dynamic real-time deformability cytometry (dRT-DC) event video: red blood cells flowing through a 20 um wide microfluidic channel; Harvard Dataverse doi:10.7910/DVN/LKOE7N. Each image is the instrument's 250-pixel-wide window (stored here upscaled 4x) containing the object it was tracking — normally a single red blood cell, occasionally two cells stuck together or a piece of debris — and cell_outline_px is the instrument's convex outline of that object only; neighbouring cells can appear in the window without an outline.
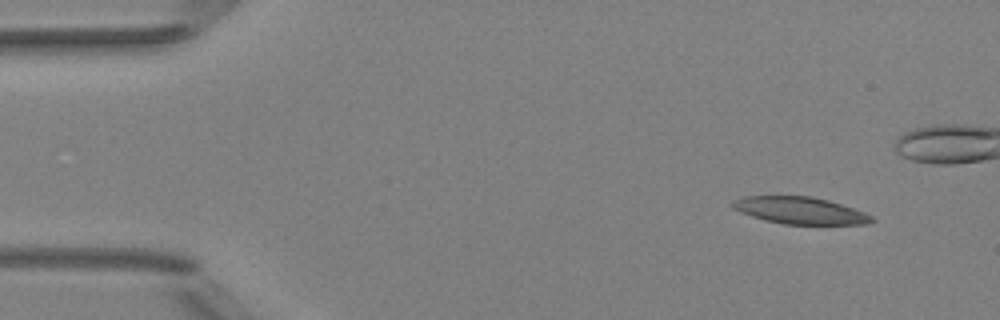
{"species": "Egyptian fruit bat (a non-hibernating species)", "species_latin": "Rousettus aegyptiacus", "temperature_condition": "room temperature", "stored_images_in_passage": 5, "camera_frame_rate_fps": 3000, "um_per_image_px": 0.085, "animal": {"sex": "female"}, "frame": {"image": 1, "passage_image": 1, "time_ms": 0.0, "image_size_px": [1000, 320], "cell_outline_px": [[876, 220], [868, 224], [784, 224], [764, 220], [740, 212], [732, 208], [728, 204], [732, 200], [744, 196], [812, 196], [828, 200], [864, 212], [872, 216]], "centroid_in_image_um": [67.96, 17.89], "position_along_channel_um": 17.0, "area_um2": 21.96}}